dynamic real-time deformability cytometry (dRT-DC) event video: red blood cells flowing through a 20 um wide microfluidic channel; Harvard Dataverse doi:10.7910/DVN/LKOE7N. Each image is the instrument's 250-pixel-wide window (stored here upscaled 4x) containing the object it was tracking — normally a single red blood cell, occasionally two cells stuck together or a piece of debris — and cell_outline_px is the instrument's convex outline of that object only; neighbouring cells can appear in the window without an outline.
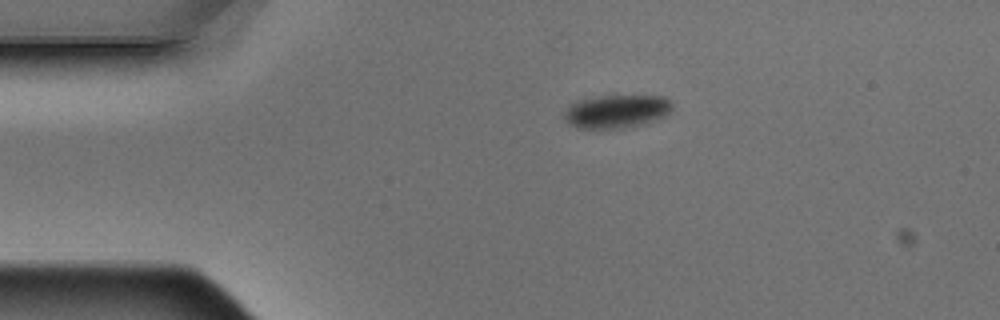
{"species": "Egyptian fruit bat (a non-hibernating species)", "species_latin": "Rousettus aegyptiacus", "temperature_condition": "warm", "stored_images_in_passage": 8, "camera_frame_rate_fps": 3000, "um_per_image_px": 0.085, "animal": {"sex": "male"}, "frame": {"image": 1, "passage_image": 1, "time_ms": 0.0, "image_size_px": [1000, 320], "cell_outline_px": [[672, 108], [664, 116], [648, 124], [624, 128], [576, 128], [568, 124], [564, 116], [564, 112], [572, 104], [580, 100], [600, 96], [664, 96], [672, 104]], "centroid_in_image_um": [52.42, 9.48], "position_along_channel_um": 32.6, "area_um2": 20.87}}
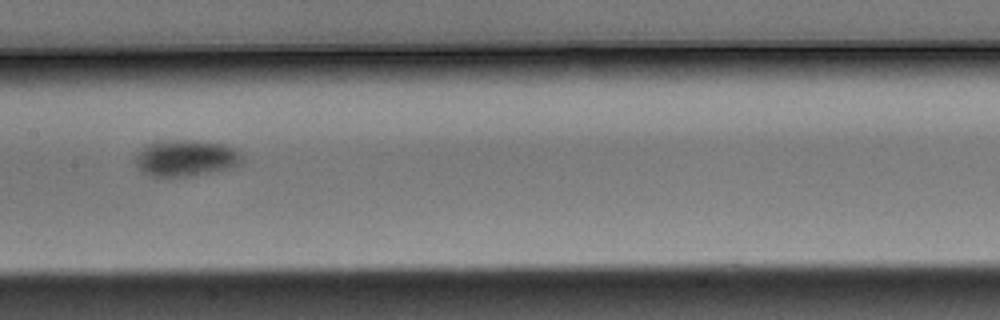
{"frame": {"image": 2, "passage_image": 5, "time_ms": 1.333, "image_size_px": [1000, 320], "cell_outline_px": [[244, 164], [228, 168], [192, 176], [152, 176], [140, 172], [136, 164], [136, 156], [144, 144], [156, 140], [196, 140], [224, 144], [232, 148], [244, 156]], "centroid_in_image_um": [15.79, 13.42], "position_along_channel_um": 191.6, "area_um2": 22.95}}
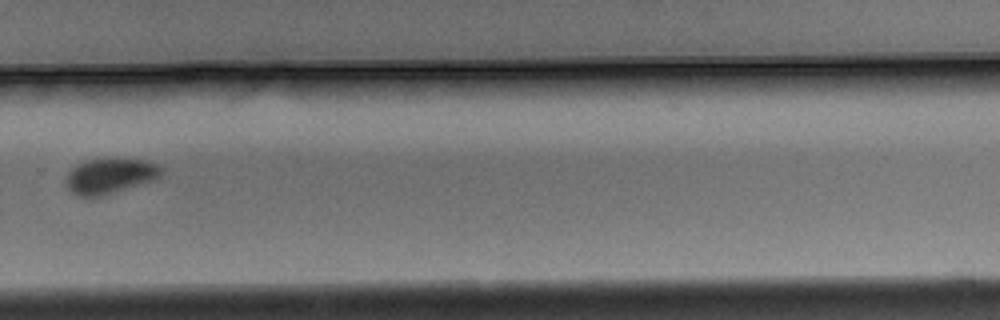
{"frame": {"image": 3, "passage_image": 8, "time_ms": 2.333, "image_size_px": [1000, 320], "cell_outline_px": [[164, 168], [160, 176], [152, 180], [140, 184], [100, 196], [80, 196], [72, 192], [64, 184], [68, 172], [76, 164], [84, 160], [116, 156], [144, 160], [156, 164]], "centroid_in_image_um": [9.33, 14.9], "position_along_channel_um": 320.5, "area_um2": 20.0}}